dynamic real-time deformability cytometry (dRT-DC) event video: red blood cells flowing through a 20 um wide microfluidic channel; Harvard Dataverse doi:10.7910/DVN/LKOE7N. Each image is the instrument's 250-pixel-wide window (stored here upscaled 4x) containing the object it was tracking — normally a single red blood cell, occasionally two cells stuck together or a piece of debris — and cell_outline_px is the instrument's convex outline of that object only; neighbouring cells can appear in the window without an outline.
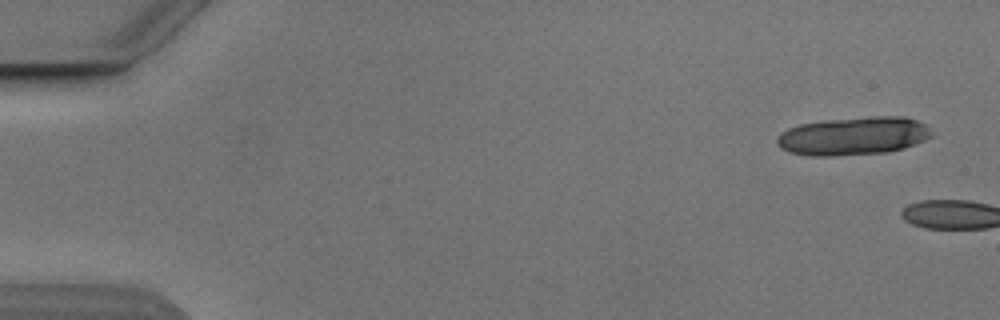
{"species": "Egyptian fruit bat (a non-hibernating species)", "species_latin": "Rousettus aegyptiacus", "temperature_condition": "cold", "stored_images_in_passage": 3, "camera_frame_rate_fps": 3000, "um_per_image_px": 0.085, "animal": {"sex": "male"}, "frame": {"image": 1, "passage_image": 1, "time_ms": 0.0, "image_size_px": [1000, 320], "cell_outline_px": [[932, 136], [916, 144], [904, 148], [888, 152], [832, 156], [808, 156], [788, 152], [780, 148], [776, 144], [776, 140], [780, 132], [788, 128], [800, 124], [824, 120], [876, 116], [904, 116], [928, 124]], "centroid_in_image_um": [72.52, 11.56], "position_along_channel_um": 12.5, "area_um2": 34.8}}